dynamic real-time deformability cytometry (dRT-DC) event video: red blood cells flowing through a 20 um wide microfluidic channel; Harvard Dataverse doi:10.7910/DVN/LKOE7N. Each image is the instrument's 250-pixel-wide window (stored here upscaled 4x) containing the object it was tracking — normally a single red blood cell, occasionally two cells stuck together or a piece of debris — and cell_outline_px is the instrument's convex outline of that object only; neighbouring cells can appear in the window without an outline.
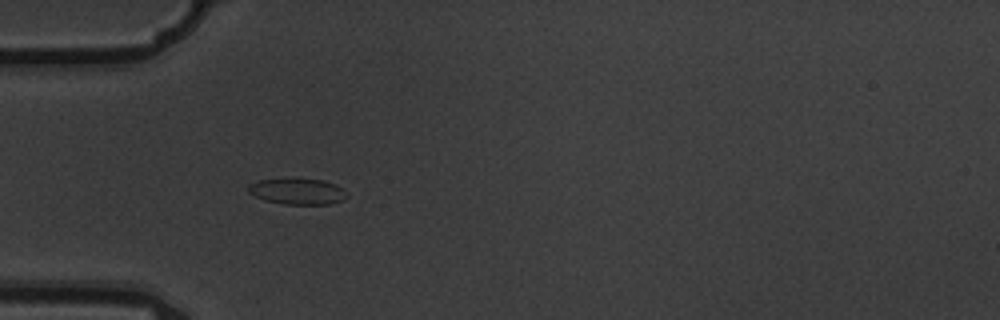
{"species": "common noctule bat (a hibernating species)", "species_latin": "Nyctalus noctula", "temperature_condition": "warm", "stored_images_in_passage": 7, "camera_frame_rate_fps": 3000, "um_per_image_px": 0.085, "animal": {"sex": "male", "body_mass_g": 19.5, "forearm_length_mm": 54.6}, "frame": {"image": 1, "passage_image": 6, "time_ms": 1.667, "image_size_px": [1000, 320], "cell_outline_px": [[348, 196], [344, 200], [328, 204], [284, 204], [264, 200], [248, 192], [248, 184], [260, 180], [324, 180], [336, 184]], "centroid_in_image_um": [25.29, 16.29], "position_along_channel_um": 59.7, "area_um2": 14.51}}
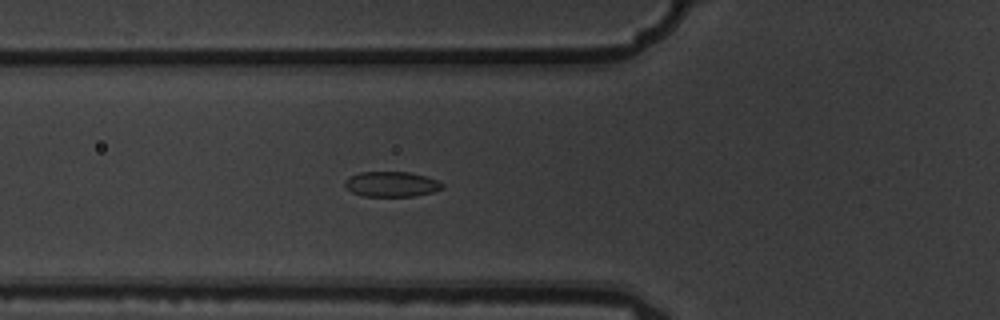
{"frame": {"image": 2, "passage_image": 7, "time_ms": 2.0, "image_size_px": [1000, 320], "cell_outline_px": [[444, 188], [432, 192], [416, 196], [364, 196], [352, 192], [344, 184], [344, 180], [348, 176], [360, 172], [408, 172], [424, 176], [436, 180], [444, 184]], "centroid_in_image_um": [33.26, 15.65], "position_along_channel_um": 92.5, "area_um2": 14.28}}